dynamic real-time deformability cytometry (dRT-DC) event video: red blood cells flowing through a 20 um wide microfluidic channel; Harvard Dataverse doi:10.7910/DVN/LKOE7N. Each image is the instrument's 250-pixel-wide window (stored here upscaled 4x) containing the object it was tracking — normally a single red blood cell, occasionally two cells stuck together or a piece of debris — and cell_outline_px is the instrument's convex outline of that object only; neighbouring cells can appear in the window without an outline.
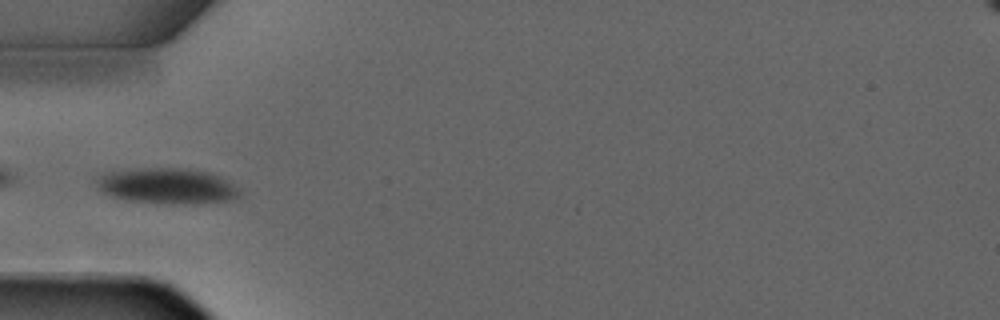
{"species": "common noctule bat (a hibernating species)", "species_latin": "Nyctalus noctula", "temperature_condition": "warm", "stored_images_in_passage": 4, "camera_frame_rate_fps": 3000, "um_per_image_px": 0.085, "animal": {"sex": "male", "forearm_length_mm": 52.5}, "frame": {"image": 1, "passage_image": 4, "time_ms": 3.333, "image_size_px": [1000, 320], "cell_outline_px": [[240, 192], [232, 200], [184, 204], [168, 204], [128, 200], [112, 196], [100, 192], [96, 188], [92, 180], [92, 176], [100, 172], [140, 168], [180, 168], [208, 172], [232, 184]], "centroid_in_image_um": [14.01, 15.79], "position_along_channel_um": 71.0, "area_um2": 30.0}}